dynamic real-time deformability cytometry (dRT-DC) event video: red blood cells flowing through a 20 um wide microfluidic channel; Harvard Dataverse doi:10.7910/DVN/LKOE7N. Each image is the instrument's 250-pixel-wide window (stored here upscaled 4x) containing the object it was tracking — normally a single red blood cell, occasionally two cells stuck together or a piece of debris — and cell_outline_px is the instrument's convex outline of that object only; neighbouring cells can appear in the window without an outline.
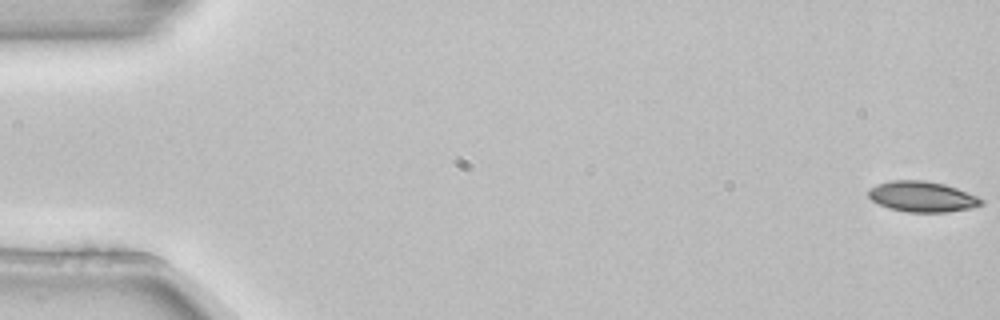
{"species": "common noctule bat (a hibernating species)", "species_latin": "Nyctalus noctula", "temperature_condition": "room temperature", "stored_images_in_passage": 5, "camera_frame_rate_fps": 3000, "um_per_image_px": 0.085, "animal": {"sex": "female", "body_mass_g": 22.7, "forearm_length_mm": 54.2}, "frame": {"image": 1, "passage_image": 1, "time_ms": 0.0, "image_size_px": [1000, 320], "cell_outline_px": [[984, 204], [972, 208], [944, 212], [908, 212], [888, 208], [872, 200], [868, 196], [868, 188], [876, 184], [892, 180], [924, 180], [944, 184], [956, 188], [976, 196], [984, 200]], "centroid_in_image_um": [78.37, 16.71], "position_along_channel_um": 6.6, "area_um2": 20.11}}